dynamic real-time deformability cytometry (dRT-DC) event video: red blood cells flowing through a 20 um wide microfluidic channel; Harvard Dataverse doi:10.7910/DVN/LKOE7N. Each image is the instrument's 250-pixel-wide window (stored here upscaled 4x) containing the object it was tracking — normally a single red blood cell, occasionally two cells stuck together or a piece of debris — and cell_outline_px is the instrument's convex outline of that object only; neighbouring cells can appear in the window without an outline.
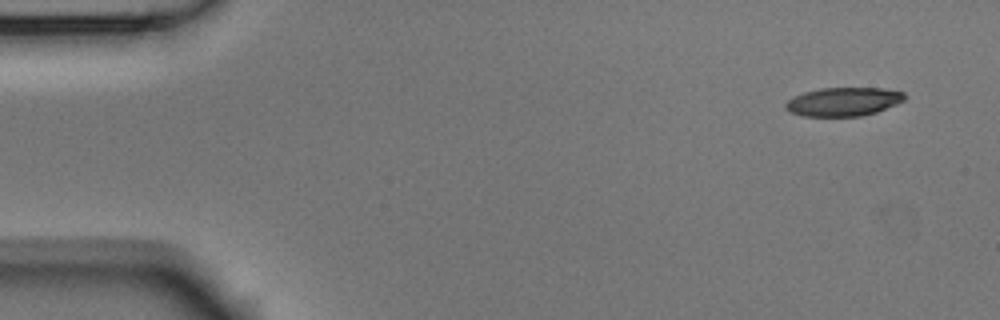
{"species": "Egyptian fruit bat (a non-hibernating species)", "species_latin": "Rousettus aegyptiacus", "temperature_condition": "room temperature", "stored_images_in_passage": 5, "camera_frame_rate_fps": 3000, "um_per_image_px": 0.085, "animal": {"sex": "male"}, "frame": {"image": 1, "passage_image": 1, "time_ms": 0.0, "image_size_px": [1000, 320], "cell_outline_px": [[904, 100], [896, 104], [876, 112], [860, 116], [804, 116], [792, 112], [784, 104], [788, 100], [804, 92], [820, 88], [880, 88], [904, 92]], "centroid_in_image_um": [71.7, 8.64], "position_along_channel_um": 13.3, "area_um2": 19.54}}
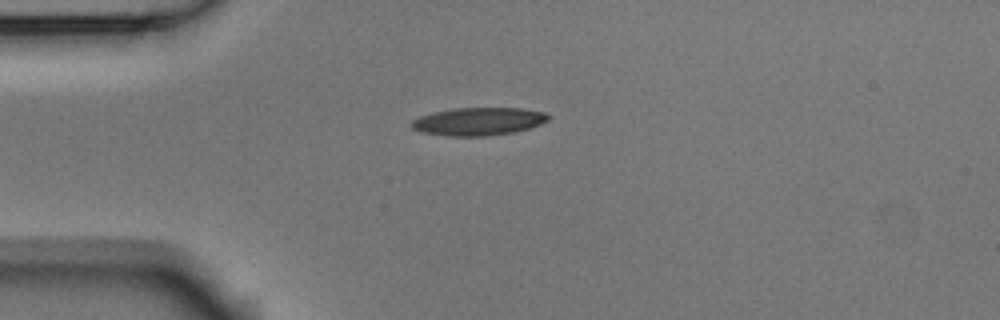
{"frame": {"image": 2, "passage_image": 4, "time_ms": 1.0, "image_size_px": [1000, 320], "cell_outline_px": [[548, 120], [540, 124], [516, 132], [488, 136], [448, 136], [424, 132], [412, 128], [408, 124], [412, 120], [420, 116], [432, 112], [452, 108], [524, 108], [544, 112], [548, 116]], "centroid_in_image_um": [40.64, 10.32], "position_along_channel_um": 44.4, "area_um2": 22.31}}
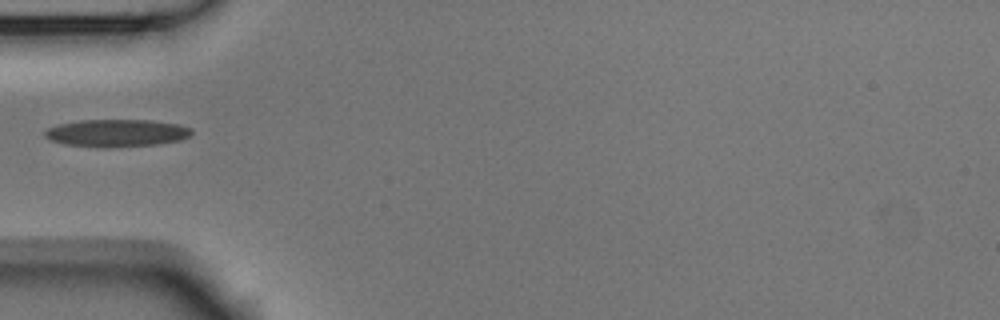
{"frame": {"image": 3, "passage_image": 5, "time_ms": 1.333, "image_size_px": [1000, 320], "cell_outline_px": [[192, 132], [188, 136], [180, 140], [160, 144], [104, 148], [64, 144], [52, 140], [44, 136], [44, 132], [48, 128], [56, 124], [80, 120], [152, 120], [180, 124], [192, 128]], "centroid_in_image_um": [9.92, 11.3], "position_along_channel_um": 75.1, "area_um2": 23.7}}